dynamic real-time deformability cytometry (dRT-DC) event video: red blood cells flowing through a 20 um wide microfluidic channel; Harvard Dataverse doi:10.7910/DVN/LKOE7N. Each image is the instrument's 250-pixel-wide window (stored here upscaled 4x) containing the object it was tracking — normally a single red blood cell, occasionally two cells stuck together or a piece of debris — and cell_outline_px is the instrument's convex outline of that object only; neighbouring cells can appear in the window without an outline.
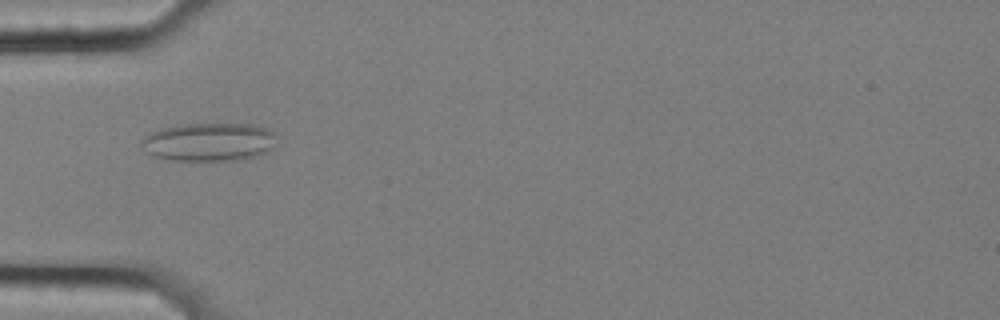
{"species": "common noctule bat (a hibernating species)", "species_latin": "Nyctalus noctula", "temperature_condition": "cold", "stored_images_in_passage": 58, "camera_frame_rate_fps": 3000, "um_per_image_px": 0.085, "animal": {"sex": "female", "body_mass_g": 25.1}, "frame": {"image": 1, "passage_image": 19, "time_ms": 6.0, "image_size_px": [1000, 320], "cell_outline_px": [[276, 136], [272, 148], [256, 156], [240, 160], [172, 160], [152, 156], [144, 152], [140, 148], [140, 140], [144, 136], [160, 128], [176, 124], [252, 124], [276, 132]], "centroid_in_image_um": [17.69, 12.06], "position_along_channel_um": 67.3, "area_um2": 30.52}}
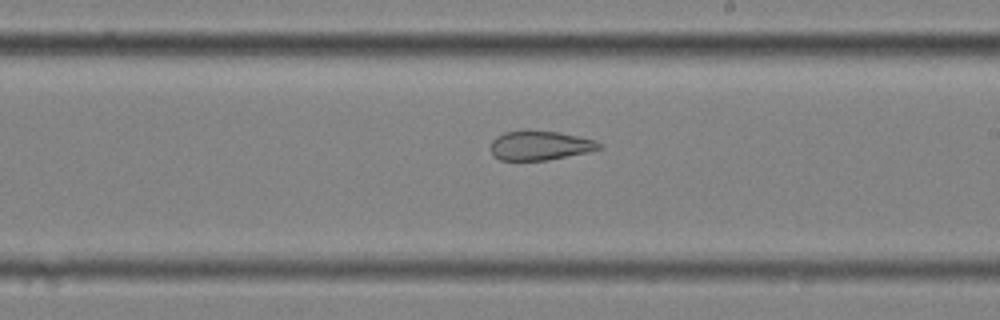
{"frame": {"image": 2, "passage_image": 34, "time_ms": 11.0, "image_size_px": [1000, 320], "cell_outline_px": [[604, 148], [588, 152], [548, 160], [500, 160], [492, 152], [492, 140], [496, 136], [504, 132], [524, 128], [560, 132], [596, 140]], "centroid_in_image_um": [45.91, 12.33], "position_along_channel_um": 243.1, "area_um2": 18.9}}
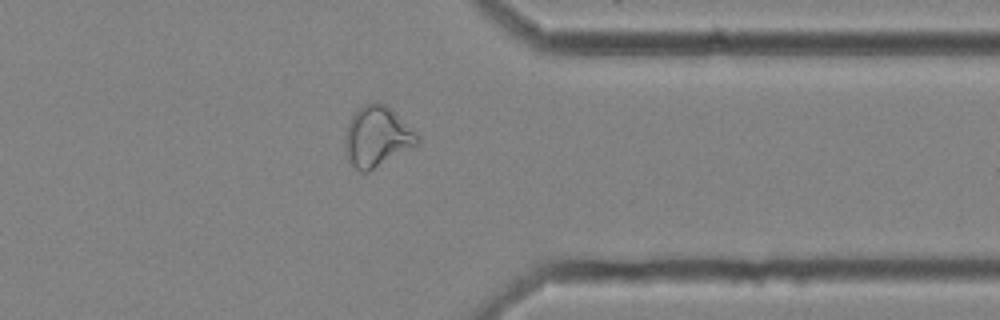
{"frame": {"image": 3, "passage_image": 46, "time_ms": 15.0, "image_size_px": [1000, 320], "cell_outline_px": [[420, 144], [368, 172], [360, 172], [348, 164], [344, 152], [348, 120], [364, 104], [376, 100], [384, 104], [416, 132], [420, 140]], "centroid_in_image_um": [32.02, 11.65], "position_along_channel_um": 379.4, "area_um2": 25.61}, "authors_computed_cell_mechanics": {"area_um2": 26.877, "velocity_mm_per_s": 3.5357, "shape_relaxation_time_tau1_ms": null, "shape_relaxation_time_tau2_ms": 2.9071, "deformation_change_tau1": null, "deformation_change_tau2": 0.104}}